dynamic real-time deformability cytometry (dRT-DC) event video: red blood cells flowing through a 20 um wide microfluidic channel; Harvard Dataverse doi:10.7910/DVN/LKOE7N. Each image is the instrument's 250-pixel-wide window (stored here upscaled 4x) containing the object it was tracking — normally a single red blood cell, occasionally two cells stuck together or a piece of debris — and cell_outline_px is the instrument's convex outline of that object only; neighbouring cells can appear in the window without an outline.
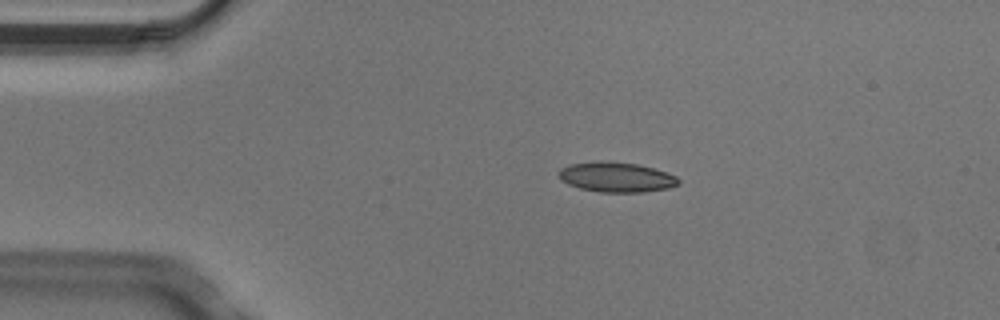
{"species": "Egyptian fruit bat (a non-hibernating species)", "species_latin": "Rousettus aegyptiacus", "temperature_condition": "cold", "stored_images_in_passage": 4, "camera_frame_rate_fps": 3000, "um_per_image_px": 0.085, "animal": {"sex": "male"}, "frame": {"image": 1, "passage_image": 2, "time_ms": 0.333, "image_size_px": [1000, 320], "cell_outline_px": [[680, 184], [668, 188], [644, 192], [600, 192], [580, 188], [568, 184], [560, 180], [556, 172], [560, 168], [572, 164], [636, 164], [652, 168], [676, 176], [680, 180]], "centroid_in_image_um": [52.4, 15.11], "position_along_channel_um": 32.6, "area_um2": 20.0}}